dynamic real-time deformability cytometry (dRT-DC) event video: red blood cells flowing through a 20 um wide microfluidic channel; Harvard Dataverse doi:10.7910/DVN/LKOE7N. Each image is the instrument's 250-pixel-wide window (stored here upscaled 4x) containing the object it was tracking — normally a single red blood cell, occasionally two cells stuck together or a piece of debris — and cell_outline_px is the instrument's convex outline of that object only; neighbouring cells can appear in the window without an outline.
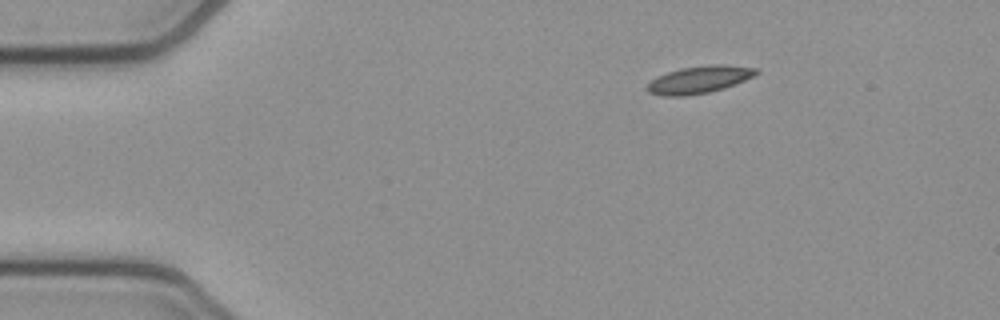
{"species": "common noctule bat (a hibernating species)", "species_latin": "Nyctalus noctula", "temperature_condition": "cold", "stored_images_in_passage": 46, "camera_frame_rate_fps": 3000, "um_per_image_px": 0.085, "animal": {"sex": "female", "body_mass_g": 21.9}, "frame": {"image": 1, "passage_image": 1, "time_ms": 0.0, "image_size_px": [1000, 320], "cell_outline_px": [[760, 72], [744, 80], [724, 88], [708, 92], [684, 96], [664, 96], [648, 92], [644, 88], [656, 76], [680, 68], [708, 64], [724, 64], [756, 68]], "centroid_in_image_um": [59.4, 6.76], "position_along_channel_um": 25.6, "area_um2": 17.34}}
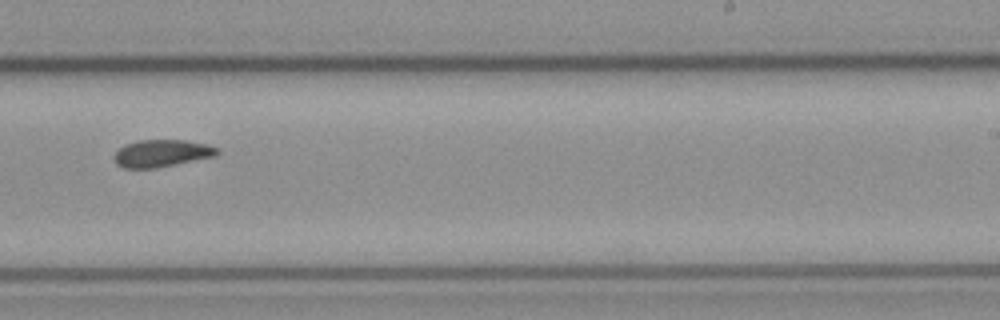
{"frame": {"image": 2, "passage_image": 26, "time_ms": 8.333, "image_size_px": [1000, 320], "cell_outline_px": [[220, 152], [216, 156], [156, 168], [124, 168], [116, 164], [112, 156], [124, 144], [136, 140], [184, 140], [208, 144], [216, 148]], "centroid_in_image_um": [13.72, 13.03], "position_along_channel_um": 275.3, "area_um2": 16.47}}
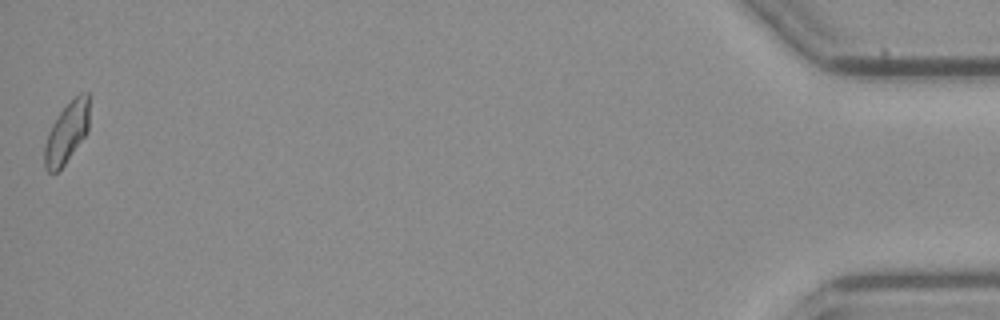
{"frame": {"image": 3, "passage_image": 46, "time_ms": 15.0, "image_size_px": [1000, 320], "cell_outline_px": [[88, 132], [64, 164], [56, 172], [48, 172], [44, 168], [44, 144], [48, 132], [52, 124], [60, 112], [80, 92], [88, 92]], "centroid_in_image_um": [5.65, 11.29], "position_along_channel_um": 429.5, "area_um2": 15.66}, "authors_computed_cell_mechanics": {"area_um2": 16.5308, "velocity_mm_per_s": 3.8192, "shape_relaxation_time_tau1_ms": null, "shape_relaxation_time_tau2_ms": 6.3736, "deformation_change_tau1": null, "deformation_change_tau2": 0.096}}